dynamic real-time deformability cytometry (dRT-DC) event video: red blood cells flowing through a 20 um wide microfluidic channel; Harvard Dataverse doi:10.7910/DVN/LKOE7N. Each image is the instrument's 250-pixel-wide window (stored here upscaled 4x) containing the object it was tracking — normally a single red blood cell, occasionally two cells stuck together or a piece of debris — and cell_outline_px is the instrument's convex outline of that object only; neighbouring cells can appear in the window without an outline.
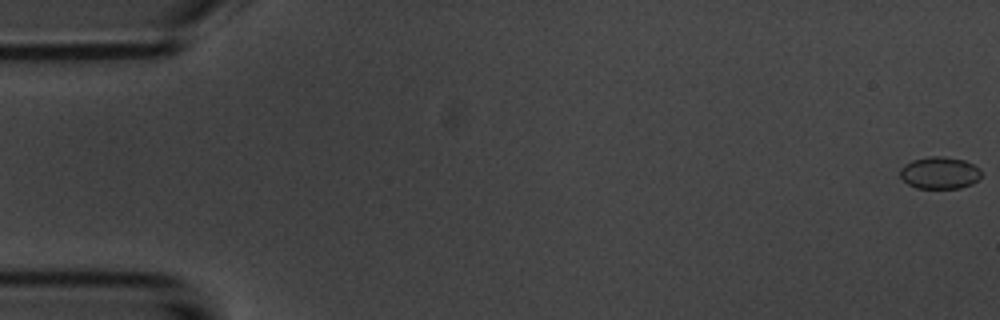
{"species": "common noctule bat (a hibernating species)", "species_latin": "Nyctalus noctula", "temperature_condition": "room temperature", "stored_images_in_passage": 55, "camera_frame_rate_fps": 3000, "um_per_image_px": 0.085, "animal": {"sex": "male", "body_mass_g": 20.1, "forearm_length_mm": 53.5}, "frame": {"image": 1, "passage_image": 1, "time_ms": 0.0, "image_size_px": [1000, 320], "cell_outline_px": [[980, 176], [972, 184], [960, 188], [916, 188], [908, 184], [900, 176], [900, 168], [904, 164], [912, 160], [928, 156], [944, 156], [964, 160], [980, 168]], "centroid_in_image_um": [79.85, 14.68], "position_along_channel_um": 5.2, "area_um2": 15.2}}
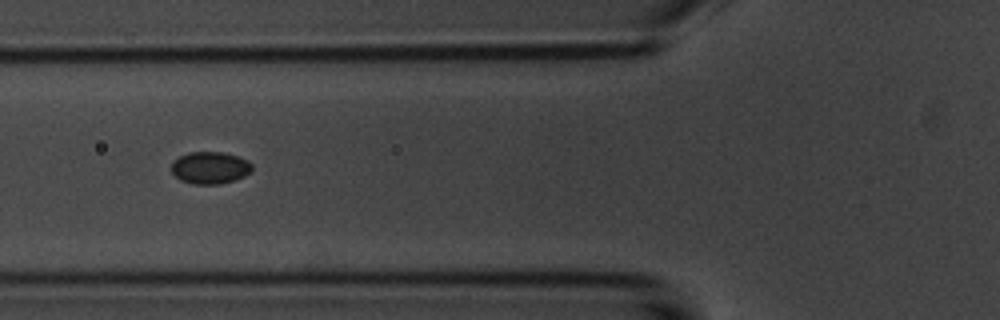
{"frame": {"image": 2, "passage_image": 21, "time_ms": 6.667, "image_size_px": [1000, 320], "cell_outline_px": [[252, 172], [244, 176], [220, 184], [192, 184], [180, 180], [172, 172], [172, 160], [188, 152], [224, 152], [248, 160], [252, 164]], "centroid_in_image_um": [17.85, 14.25], "position_along_channel_um": 107.9, "area_um2": 15.14}}
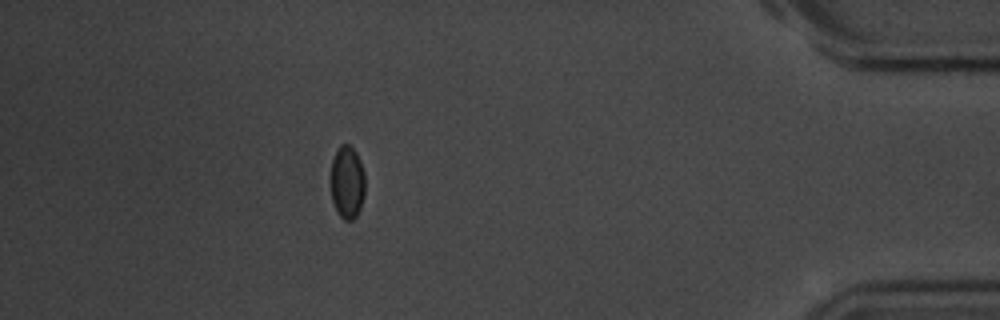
{"frame": {"image": 3, "passage_image": 49, "time_ms": 16.0, "image_size_px": [1000, 320], "cell_outline_px": [[364, 192], [360, 208], [356, 216], [352, 220], [344, 220], [340, 216], [332, 200], [332, 160], [340, 144], [348, 144], [356, 152], [360, 160], [364, 172]], "centroid_in_image_um": [29.52, 15.48], "position_along_channel_um": 405.7, "area_um2": 14.28}}